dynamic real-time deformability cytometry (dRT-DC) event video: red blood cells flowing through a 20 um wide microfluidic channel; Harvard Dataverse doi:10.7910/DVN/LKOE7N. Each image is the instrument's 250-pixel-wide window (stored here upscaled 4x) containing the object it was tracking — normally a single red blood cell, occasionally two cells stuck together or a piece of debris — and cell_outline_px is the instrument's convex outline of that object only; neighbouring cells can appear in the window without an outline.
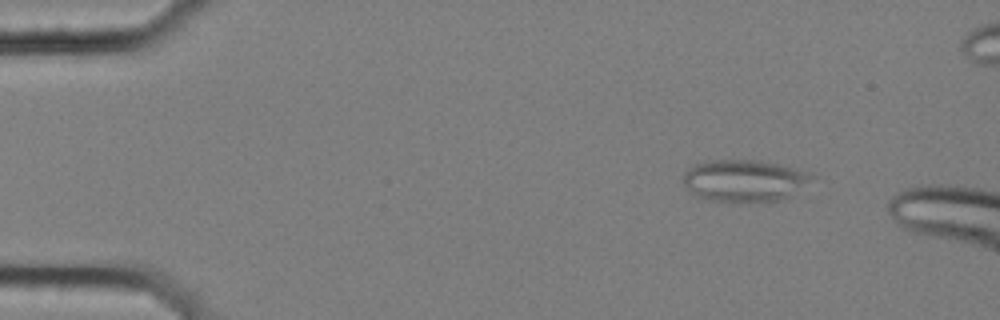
{"species": "common noctule bat (a hibernating species)", "species_latin": "Nyctalus noctula", "temperature_condition": "cold", "stored_images_in_passage": 5, "camera_frame_rate_fps": 3000, "um_per_image_px": 0.085, "animal": {"sex": "female", "body_mass_g": 25.1}, "frame": {"image": 1, "passage_image": 3, "time_ms": 0.667, "image_size_px": [1000, 320], "cell_outline_px": [[816, 176], [792, 196], [780, 200], [712, 200], [692, 196], [684, 184], [684, 172], [692, 164], [708, 160], [760, 160], [812, 172]], "centroid_in_image_um": [63.26, 15.32], "position_along_channel_um": 21.7, "area_um2": 31.33}}